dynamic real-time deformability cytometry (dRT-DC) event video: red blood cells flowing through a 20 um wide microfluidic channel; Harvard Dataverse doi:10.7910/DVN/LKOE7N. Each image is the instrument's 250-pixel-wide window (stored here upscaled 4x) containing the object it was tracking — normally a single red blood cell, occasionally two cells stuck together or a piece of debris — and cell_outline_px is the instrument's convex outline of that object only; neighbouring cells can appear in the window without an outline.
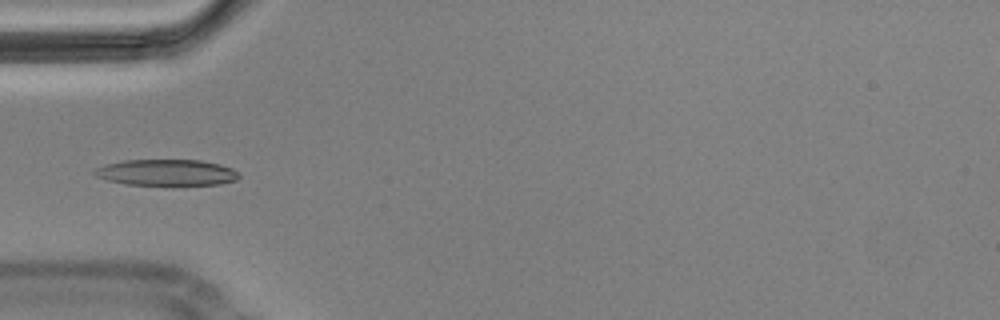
{"species": "Egyptian fruit bat (a non-hibernating species)", "species_latin": "Rousettus aegyptiacus", "temperature_condition": "cold", "stored_images_in_passage": 13, "camera_frame_rate_fps": 3000, "um_per_image_px": 0.085, "animal": {"sex": "male"}, "frame": {"image": 1, "passage_image": 3, "time_ms": 0.667, "image_size_px": [1000, 320], "cell_outline_px": [[240, 176], [236, 180], [220, 184], [124, 184], [108, 180], [96, 176], [92, 172], [96, 168], [108, 164], [124, 160], [200, 160], [220, 164], [232, 168]], "centroid_in_image_um": [14.16, 14.65], "position_along_channel_um": 70.8, "area_um2": 21.68}}